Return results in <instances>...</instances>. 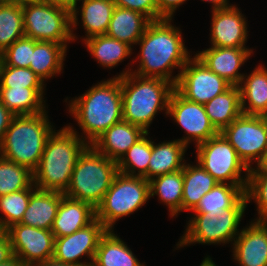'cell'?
I'll use <instances>...</instances> for the list:
<instances>
[{
    "instance_id": "cell-1",
    "label": "cell",
    "mask_w": 267,
    "mask_h": 266,
    "mask_svg": "<svg viewBox=\"0 0 267 266\" xmlns=\"http://www.w3.org/2000/svg\"><path fill=\"white\" fill-rule=\"evenodd\" d=\"M172 21L166 18L151 21L136 43L140 45V53L136 57L140 59L138 69L132 71L127 68L115 77L132 72L140 77L161 78L176 85L182 68L191 56L185 48L181 29L172 25ZM175 68L180 71L172 76Z\"/></svg>"
},
{
    "instance_id": "cell-2",
    "label": "cell",
    "mask_w": 267,
    "mask_h": 266,
    "mask_svg": "<svg viewBox=\"0 0 267 266\" xmlns=\"http://www.w3.org/2000/svg\"><path fill=\"white\" fill-rule=\"evenodd\" d=\"M68 106L84 133L79 137L91 145L112 125L123 120L119 77L95 84L81 96L69 100Z\"/></svg>"
},
{
    "instance_id": "cell-3",
    "label": "cell",
    "mask_w": 267,
    "mask_h": 266,
    "mask_svg": "<svg viewBox=\"0 0 267 266\" xmlns=\"http://www.w3.org/2000/svg\"><path fill=\"white\" fill-rule=\"evenodd\" d=\"M79 136L70 125L52 133L33 172V184L36 188L65 193L77 159L88 146Z\"/></svg>"
},
{
    "instance_id": "cell-4",
    "label": "cell",
    "mask_w": 267,
    "mask_h": 266,
    "mask_svg": "<svg viewBox=\"0 0 267 266\" xmlns=\"http://www.w3.org/2000/svg\"><path fill=\"white\" fill-rule=\"evenodd\" d=\"M120 79L123 120L148 129L158 111L169 107L175 85L161 78L140 77L129 72Z\"/></svg>"
},
{
    "instance_id": "cell-5",
    "label": "cell",
    "mask_w": 267,
    "mask_h": 266,
    "mask_svg": "<svg viewBox=\"0 0 267 266\" xmlns=\"http://www.w3.org/2000/svg\"><path fill=\"white\" fill-rule=\"evenodd\" d=\"M47 113L15 115L5 132L0 156L34 172L48 138L56 131L53 130Z\"/></svg>"
},
{
    "instance_id": "cell-6",
    "label": "cell",
    "mask_w": 267,
    "mask_h": 266,
    "mask_svg": "<svg viewBox=\"0 0 267 266\" xmlns=\"http://www.w3.org/2000/svg\"><path fill=\"white\" fill-rule=\"evenodd\" d=\"M117 173L116 161L88 145L77 159L70 185L64 195L89 203L96 209Z\"/></svg>"
},
{
    "instance_id": "cell-7",
    "label": "cell",
    "mask_w": 267,
    "mask_h": 266,
    "mask_svg": "<svg viewBox=\"0 0 267 266\" xmlns=\"http://www.w3.org/2000/svg\"><path fill=\"white\" fill-rule=\"evenodd\" d=\"M150 198L148 180L118 172L101 203L96 207V218L108 230H114L118 219L133 214Z\"/></svg>"
},
{
    "instance_id": "cell-8",
    "label": "cell",
    "mask_w": 267,
    "mask_h": 266,
    "mask_svg": "<svg viewBox=\"0 0 267 266\" xmlns=\"http://www.w3.org/2000/svg\"><path fill=\"white\" fill-rule=\"evenodd\" d=\"M246 208H226L221 211L194 213L177 248L190 244H233L239 235V225ZM229 242V243H228Z\"/></svg>"
},
{
    "instance_id": "cell-9",
    "label": "cell",
    "mask_w": 267,
    "mask_h": 266,
    "mask_svg": "<svg viewBox=\"0 0 267 266\" xmlns=\"http://www.w3.org/2000/svg\"><path fill=\"white\" fill-rule=\"evenodd\" d=\"M195 147L197 163L218 183L247 186L249 168L221 133ZM241 172L246 173L242 176Z\"/></svg>"
},
{
    "instance_id": "cell-10",
    "label": "cell",
    "mask_w": 267,
    "mask_h": 266,
    "mask_svg": "<svg viewBox=\"0 0 267 266\" xmlns=\"http://www.w3.org/2000/svg\"><path fill=\"white\" fill-rule=\"evenodd\" d=\"M24 36L35 41L72 42L71 9L32 2L22 6Z\"/></svg>"
},
{
    "instance_id": "cell-11",
    "label": "cell",
    "mask_w": 267,
    "mask_h": 266,
    "mask_svg": "<svg viewBox=\"0 0 267 266\" xmlns=\"http://www.w3.org/2000/svg\"><path fill=\"white\" fill-rule=\"evenodd\" d=\"M250 169L267 151L265 116L241 114L220 132ZM254 161V162H253Z\"/></svg>"
},
{
    "instance_id": "cell-12",
    "label": "cell",
    "mask_w": 267,
    "mask_h": 266,
    "mask_svg": "<svg viewBox=\"0 0 267 266\" xmlns=\"http://www.w3.org/2000/svg\"><path fill=\"white\" fill-rule=\"evenodd\" d=\"M230 86L229 82L194 56L182 68L175 90L191 102L205 104Z\"/></svg>"
},
{
    "instance_id": "cell-13",
    "label": "cell",
    "mask_w": 267,
    "mask_h": 266,
    "mask_svg": "<svg viewBox=\"0 0 267 266\" xmlns=\"http://www.w3.org/2000/svg\"><path fill=\"white\" fill-rule=\"evenodd\" d=\"M167 115L185 130L187 136L179 140L187 146L191 141L198 145L219 133L206 114L204 104L191 102L176 90L171 94Z\"/></svg>"
},
{
    "instance_id": "cell-14",
    "label": "cell",
    "mask_w": 267,
    "mask_h": 266,
    "mask_svg": "<svg viewBox=\"0 0 267 266\" xmlns=\"http://www.w3.org/2000/svg\"><path fill=\"white\" fill-rule=\"evenodd\" d=\"M108 229L96 218L84 228L71 235L55 237L53 258L64 264L74 266H92L100 239ZM90 262H81L82 257Z\"/></svg>"
},
{
    "instance_id": "cell-15",
    "label": "cell",
    "mask_w": 267,
    "mask_h": 266,
    "mask_svg": "<svg viewBox=\"0 0 267 266\" xmlns=\"http://www.w3.org/2000/svg\"><path fill=\"white\" fill-rule=\"evenodd\" d=\"M13 255L26 266H34L53 258L55 236L51 230L16 223L7 228Z\"/></svg>"
},
{
    "instance_id": "cell-16",
    "label": "cell",
    "mask_w": 267,
    "mask_h": 266,
    "mask_svg": "<svg viewBox=\"0 0 267 266\" xmlns=\"http://www.w3.org/2000/svg\"><path fill=\"white\" fill-rule=\"evenodd\" d=\"M211 12V46L247 48V21L240 9L231 4Z\"/></svg>"
},
{
    "instance_id": "cell-17",
    "label": "cell",
    "mask_w": 267,
    "mask_h": 266,
    "mask_svg": "<svg viewBox=\"0 0 267 266\" xmlns=\"http://www.w3.org/2000/svg\"><path fill=\"white\" fill-rule=\"evenodd\" d=\"M233 257L239 266H267V220L254 219L233 242Z\"/></svg>"
},
{
    "instance_id": "cell-18",
    "label": "cell",
    "mask_w": 267,
    "mask_h": 266,
    "mask_svg": "<svg viewBox=\"0 0 267 266\" xmlns=\"http://www.w3.org/2000/svg\"><path fill=\"white\" fill-rule=\"evenodd\" d=\"M253 49L233 47H210L199 51L195 56L211 71L224 78L231 85L238 86L244 74L241 66L250 58Z\"/></svg>"
},
{
    "instance_id": "cell-19",
    "label": "cell",
    "mask_w": 267,
    "mask_h": 266,
    "mask_svg": "<svg viewBox=\"0 0 267 266\" xmlns=\"http://www.w3.org/2000/svg\"><path fill=\"white\" fill-rule=\"evenodd\" d=\"M78 1H82L80 10L77 8ZM114 8L115 3L113 0L75 1L71 9V33L73 41L75 38L78 39L73 33V30H76L77 25H79V11L81 13V23H83L82 26L86 32V37L82 39L83 42L84 39L89 37L106 34Z\"/></svg>"
},
{
    "instance_id": "cell-20",
    "label": "cell",
    "mask_w": 267,
    "mask_h": 266,
    "mask_svg": "<svg viewBox=\"0 0 267 266\" xmlns=\"http://www.w3.org/2000/svg\"><path fill=\"white\" fill-rule=\"evenodd\" d=\"M146 133L141 127L121 120L107 129L91 145L102 155L118 162Z\"/></svg>"
},
{
    "instance_id": "cell-21",
    "label": "cell",
    "mask_w": 267,
    "mask_h": 266,
    "mask_svg": "<svg viewBox=\"0 0 267 266\" xmlns=\"http://www.w3.org/2000/svg\"><path fill=\"white\" fill-rule=\"evenodd\" d=\"M96 219V209L89 203L63 196L51 231L55 237L71 235Z\"/></svg>"
},
{
    "instance_id": "cell-22",
    "label": "cell",
    "mask_w": 267,
    "mask_h": 266,
    "mask_svg": "<svg viewBox=\"0 0 267 266\" xmlns=\"http://www.w3.org/2000/svg\"><path fill=\"white\" fill-rule=\"evenodd\" d=\"M64 193L36 188L20 223L51 230Z\"/></svg>"
},
{
    "instance_id": "cell-23",
    "label": "cell",
    "mask_w": 267,
    "mask_h": 266,
    "mask_svg": "<svg viewBox=\"0 0 267 266\" xmlns=\"http://www.w3.org/2000/svg\"><path fill=\"white\" fill-rule=\"evenodd\" d=\"M238 87L243 114L267 115V68L264 65L255 67L248 76L244 74Z\"/></svg>"
},
{
    "instance_id": "cell-24",
    "label": "cell",
    "mask_w": 267,
    "mask_h": 266,
    "mask_svg": "<svg viewBox=\"0 0 267 266\" xmlns=\"http://www.w3.org/2000/svg\"><path fill=\"white\" fill-rule=\"evenodd\" d=\"M151 20L144 14L115 6L106 35L133 48Z\"/></svg>"
},
{
    "instance_id": "cell-25",
    "label": "cell",
    "mask_w": 267,
    "mask_h": 266,
    "mask_svg": "<svg viewBox=\"0 0 267 266\" xmlns=\"http://www.w3.org/2000/svg\"><path fill=\"white\" fill-rule=\"evenodd\" d=\"M151 140V158L148 164V181L154 177L182 170L187 145L179 139L154 144Z\"/></svg>"
},
{
    "instance_id": "cell-26",
    "label": "cell",
    "mask_w": 267,
    "mask_h": 266,
    "mask_svg": "<svg viewBox=\"0 0 267 266\" xmlns=\"http://www.w3.org/2000/svg\"><path fill=\"white\" fill-rule=\"evenodd\" d=\"M68 44L49 41H35L32 61L29 68L44 82L64 69V60Z\"/></svg>"
},
{
    "instance_id": "cell-27",
    "label": "cell",
    "mask_w": 267,
    "mask_h": 266,
    "mask_svg": "<svg viewBox=\"0 0 267 266\" xmlns=\"http://www.w3.org/2000/svg\"><path fill=\"white\" fill-rule=\"evenodd\" d=\"M247 186L217 183L200 199L192 210L194 213L221 211L226 208H246L248 205L245 194Z\"/></svg>"
},
{
    "instance_id": "cell-28",
    "label": "cell",
    "mask_w": 267,
    "mask_h": 266,
    "mask_svg": "<svg viewBox=\"0 0 267 266\" xmlns=\"http://www.w3.org/2000/svg\"><path fill=\"white\" fill-rule=\"evenodd\" d=\"M45 87H0V101L14 115H35L46 111Z\"/></svg>"
},
{
    "instance_id": "cell-29",
    "label": "cell",
    "mask_w": 267,
    "mask_h": 266,
    "mask_svg": "<svg viewBox=\"0 0 267 266\" xmlns=\"http://www.w3.org/2000/svg\"><path fill=\"white\" fill-rule=\"evenodd\" d=\"M92 266H145L140 263L132 250L116 235L108 230L100 239Z\"/></svg>"
},
{
    "instance_id": "cell-30",
    "label": "cell",
    "mask_w": 267,
    "mask_h": 266,
    "mask_svg": "<svg viewBox=\"0 0 267 266\" xmlns=\"http://www.w3.org/2000/svg\"><path fill=\"white\" fill-rule=\"evenodd\" d=\"M206 114L220 133L242 114L240 89L231 85L226 91L204 104Z\"/></svg>"
},
{
    "instance_id": "cell-31",
    "label": "cell",
    "mask_w": 267,
    "mask_h": 266,
    "mask_svg": "<svg viewBox=\"0 0 267 266\" xmlns=\"http://www.w3.org/2000/svg\"><path fill=\"white\" fill-rule=\"evenodd\" d=\"M218 182L199 163L183 167L182 212L191 211Z\"/></svg>"
},
{
    "instance_id": "cell-32",
    "label": "cell",
    "mask_w": 267,
    "mask_h": 266,
    "mask_svg": "<svg viewBox=\"0 0 267 266\" xmlns=\"http://www.w3.org/2000/svg\"><path fill=\"white\" fill-rule=\"evenodd\" d=\"M87 50L94 59L102 66L112 69L118 63L131 56L132 47L112 37L96 35L84 39Z\"/></svg>"
},
{
    "instance_id": "cell-33",
    "label": "cell",
    "mask_w": 267,
    "mask_h": 266,
    "mask_svg": "<svg viewBox=\"0 0 267 266\" xmlns=\"http://www.w3.org/2000/svg\"><path fill=\"white\" fill-rule=\"evenodd\" d=\"M149 184L150 197L158 196L169 208L171 218L177 217L182 212L183 169L154 177Z\"/></svg>"
},
{
    "instance_id": "cell-34",
    "label": "cell",
    "mask_w": 267,
    "mask_h": 266,
    "mask_svg": "<svg viewBox=\"0 0 267 266\" xmlns=\"http://www.w3.org/2000/svg\"><path fill=\"white\" fill-rule=\"evenodd\" d=\"M149 133H146L131 146L117 162L118 172L130 176L144 177L148 180V164L151 158V139L148 137Z\"/></svg>"
},
{
    "instance_id": "cell-35",
    "label": "cell",
    "mask_w": 267,
    "mask_h": 266,
    "mask_svg": "<svg viewBox=\"0 0 267 266\" xmlns=\"http://www.w3.org/2000/svg\"><path fill=\"white\" fill-rule=\"evenodd\" d=\"M24 37L22 6L0 2V54Z\"/></svg>"
},
{
    "instance_id": "cell-36",
    "label": "cell",
    "mask_w": 267,
    "mask_h": 266,
    "mask_svg": "<svg viewBox=\"0 0 267 266\" xmlns=\"http://www.w3.org/2000/svg\"><path fill=\"white\" fill-rule=\"evenodd\" d=\"M36 189L32 183L28 188L0 196V230H6L11 225L20 223L27 209L30 196Z\"/></svg>"
},
{
    "instance_id": "cell-37",
    "label": "cell",
    "mask_w": 267,
    "mask_h": 266,
    "mask_svg": "<svg viewBox=\"0 0 267 266\" xmlns=\"http://www.w3.org/2000/svg\"><path fill=\"white\" fill-rule=\"evenodd\" d=\"M32 183L33 172L0 156V196L24 190Z\"/></svg>"
},
{
    "instance_id": "cell-38",
    "label": "cell",
    "mask_w": 267,
    "mask_h": 266,
    "mask_svg": "<svg viewBox=\"0 0 267 266\" xmlns=\"http://www.w3.org/2000/svg\"><path fill=\"white\" fill-rule=\"evenodd\" d=\"M0 87H46L30 68L5 66L0 62Z\"/></svg>"
},
{
    "instance_id": "cell-39",
    "label": "cell",
    "mask_w": 267,
    "mask_h": 266,
    "mask_svg": "<svg viewBox=\"0 0 267 266\" xmlns=\"http://www.w3.org/2000/svg\"><path fill=\"white\" fill-rule=\"evenodd\" d=\"M245 194L248 203H256L257 220H267V173L249 172Z\"/></svg>"
},
{
    "instance_id": "cell-40",
    "label": "cell",
    "mask_w": 267,
    "mask_h": 266,
    "mask_svg": "<svg viewBox=\"0 0 267 266\" xmlns=\"http://www.w3.org/2000/svg\"><path fill=\"white\" fill-rule=\"evenodd\" d=\"M34 52V40L22 37L0 54V62L5 66L29 68Z\"/></svg>"
},
{
    "instance_id": "cell-41",
    "label": "cell",
    "mask_w": 267,
    "mask_h": 266,
    "mask_svg": "<svg viewBox=\"0 0 267 266\" xmlns=\"http://www.w3.org/2000/svg\"><path fill=\"white\" fill-rule=\"evenodd\" d=\"M115 6L138 11L151 21H157L156 0H113Z\"/></svg>"
},
{
    "instance_id": "cell-42",
    "label": "cell",
    "mask_w": 267,
    "mask_h": 266,
    "mask_svg": "<svg viewBox=\"0 0 267 266\" xmlns=\"http://www.w3.org/2000/svg\"><path fill=\"white\" fill-rule=\"evenodd\" d=\"M187 0H156L157 20L172 19L177 8Z\"/></svg>"
},
{
    "instance_id": "cell-43",
    "label": "cell",
    "mask_w": 267,
    "mask_h": 266,
    "mask_svg": "<svg viewBox=\"0 0 267 266\" xmlns=\"http://www.w3.org/2000/svg\"><path fill=\"white\" fill-rule=\"evenodd\" d=\"M14 116L15 115L0 101V146L2 144L5 132L10 126Z\"/></svg>"
},
{
    "instance_id": "cell-44",
    "label": "cell",
    "mask_w": 267,
    "mask_h": 266,
    "mask_svg": "<svg viewBox=\"0 0 267 266\" xmlns=\"http://www.w3.org/2000/svg\"><path fill=\"white\" fill-rule=\"evenodd\" d=\"M13 256L12 246L6 231L0 230V263H3Z\"/></svg>"
},
{
    "instance_id": "cell-45",
    "label": "cell",
    "mask_w": 267,
    "mask_h": 266,
    "mask_svg": "<svg viewBox=\"0 0 267 266\" xmlns=\"http://www.w3.org/2000/svg\"><path fill=\"white\" fill-rule=\"evenodd\" d=\"M52 6L63 7L65 9H72L74 2L72 0H37Z\"/></svg>"
},
{
    "instance_id": "cell-46",
    "label": "cell",
    "mask_w": 267,
    "mask_h": 266,
    "mask_svg": "<svg viewBox=\"0 0 267 266\" xmlns=\"http://www.w3.org/2000/svg\"><path fill=\"white\" fill-rule=\"evenodd\" d=\"M249 172L267 173V151L265 152L261 160L256 164V166L249 169Z\"/></svg>"
},
{
    "instance_id": "cell-47",
    "label": "cell",
    "mask_w": 267,
    "mask_h": 266,
    "mask_svg": "<svg viewBox=\"0 0 267 266\" xmlns=\"http://www.w3.org/2000/svg\"><path fill=\"white\" fill-rule=\"evenodd\" d=\"M202 1H206V2H211L212 3V10H216V9H221V8H225L230 6L231 4H229V0H202Z\"/></svg>"
},
{
    "instance_id": "cell-48",
    "label": "cell",
    "mask_w": 267,
    "mask_h": 266,
    "mask_svg": "<svg viewBox=\"0 0 267 266\" xmlns=\"http://www.w3.org/2000/svg\"><path fill=\"white\" fill-rule=\"evenodd\" d=\"M0 266H26L25 263L20 260L16 255H13L7 261L0 263Z\"/></svg>"
},
{
    "instance_id": "cell-49",
    "label": "cell",
    "mask_w": 267,
    "mask_h": 266,
    "mask_svg": "<svg viewBox=\"0 0 267 266\" xmlns=\"http://www.w3.org/2000/svg\"><path fill=\"white\" fill-rule=\"evenodd\" d=\"M34 266H74L69 264L61 263L60 261L55 260L54 258L47 259L44 262L38 263Z\"/></svg>"
},
{
    "instance_id": "cell-50",
    "label": "cell",
    "mask_w": 267,
    "mask_h": 266,
    "mask_svg": "<svg viewBox=\"0 0 267 266\" xmlns=\"http://www.w3.org/2000/svg\"><path fill=\"white\" fill-rule=\"evenodd\" d=\"M37 0H0V2L8 3V4H14L18 6H25L32 2H36Z\"/></svg>"
},
{
    "instance_id": "cell-51",
    "label": "cell",
    "mask_w": 267,
    "mask_h": 266,
    "mask_svg": "<svg viewBox=\"0 0 267 266\" xmlns=\"http://www.w3.org/2000/svg\"><path fill=\"white\" fill-rule=\"evenodd\" d=\"M199 266H216V264L213 262L210 256H207Z\"/></svg>"
}]
</instances>
